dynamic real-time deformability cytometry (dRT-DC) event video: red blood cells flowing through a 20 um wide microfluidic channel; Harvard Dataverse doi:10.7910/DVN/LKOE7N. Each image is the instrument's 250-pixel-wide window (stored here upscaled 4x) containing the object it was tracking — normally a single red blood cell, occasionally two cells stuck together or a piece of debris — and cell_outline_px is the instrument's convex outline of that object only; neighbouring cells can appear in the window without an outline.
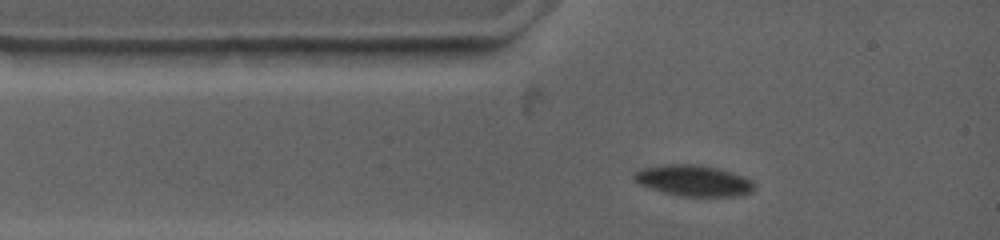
{"species": "common noctule bat (a hibernating species)", "species_latin": "Nyctalus noctula", "temperature_condition": "warm", "stored_images_in_passage": 49, "camera_frame_rate_fps": 4500, "um_per_image_px": 0.085, "animal": {"sex": "female", "body_mass_g": 19.0, "forearm_length_mm": 53.3}, "frame": {"image": 1, "passage_image": 1, "time_ms": 0.0, "image_size_px": [1000, 240], "cell_outline_px": [[756, 188], [752, 192], [744, 196], [680, 196], [660, 192], [636, 184], [632, 180], [632, 176], [636, 172], [644, 168], [680, 164], [688, 164], [716, 168], [752, 180], [756, 184]], "centroid_in_image_um": [58.94, 15.39], "position_along_channel_um": 26.1, "area_um2": 21.62}}
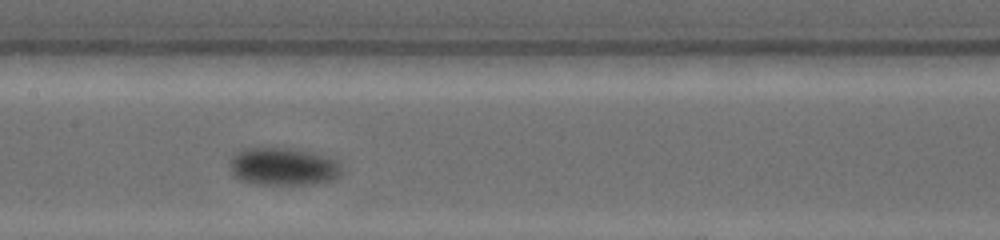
{"frame": {"image": 2, "passage_image": 19, "time_ms": 4.667, "image_size_px": [1000, 240], "cell_outline_px": [[340, 176], [332, 180], [316, 184], [256, 184], [240, 180], [228, 168], [228, 160], [236, 152], [244, 148], [288, 148], [320, 156], [332, 160], [340, 168]], "centroid_in_image_um": [23.95, 14.18], "position_along_channel_um": 183.4, "area_um2": 24.16}}
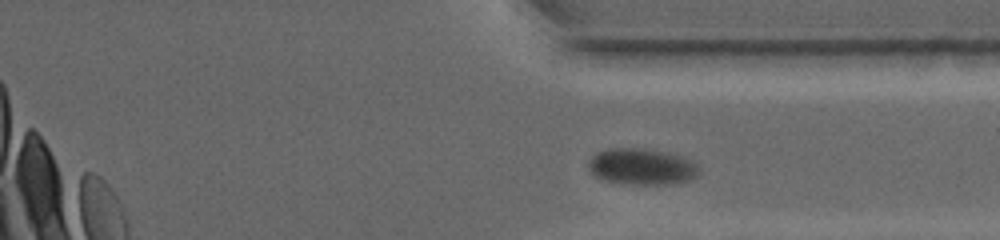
{"frame": {"image": 3, "passage_image": 37, "time_ms": 9.556, "image_size_px": [1000, 240], "cell_outline_px": [[700, 172], [696, 176], [688, 180], [676, 184], [620, 184], [596, 176], [588, 168], [588, 164], [592, 156], [596, 152], [608, 148], [648, 148], [668, 152], [684, 156], [692, 160], [700, 168]], "centroid_in_image_um": [54.59, 14.15], "position_along_channel_um": 356.8, "area_um2": 23.76}}